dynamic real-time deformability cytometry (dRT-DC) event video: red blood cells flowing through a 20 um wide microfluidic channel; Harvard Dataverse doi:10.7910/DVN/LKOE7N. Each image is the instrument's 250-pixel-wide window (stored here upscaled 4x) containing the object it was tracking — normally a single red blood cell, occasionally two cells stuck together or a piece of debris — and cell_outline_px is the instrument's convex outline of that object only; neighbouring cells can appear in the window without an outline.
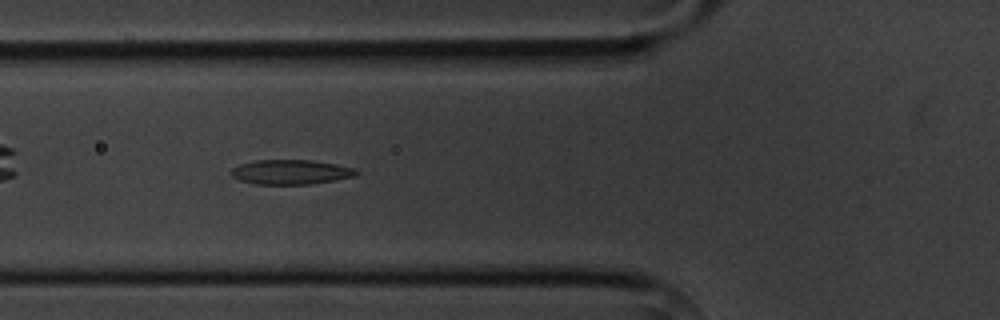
{"species": "common noctule bat (a hibernating species)", "species_latin": "Nyctalus noctula", "temperature_condition": "cold", "stored_images_in_passage": 8, "camera_frame_rate_fps": 3000, "um_per_image_px": 0.085, "animal": {"sex": "male", "body_mass_g": 20.1, "forearm_length_mm": 53.5}, "frame": {"image": 1, "passage_image": 4, "time_ms": 3.333, "image_size_px": [1000, 320], "cell_outline_px": [[360, 172], [356, 176], [336, 180], [312, 184], [256, 184], [240, 180], [232, 176], [228, 172], [232, 168], [240, 164], [256, 160], [312, 160], [336, 164], [356, 168]], "centroid_in_image_um": [24.74, 14.62], "position_along_channel_um": 101.1, "area_um2": 18.15}}
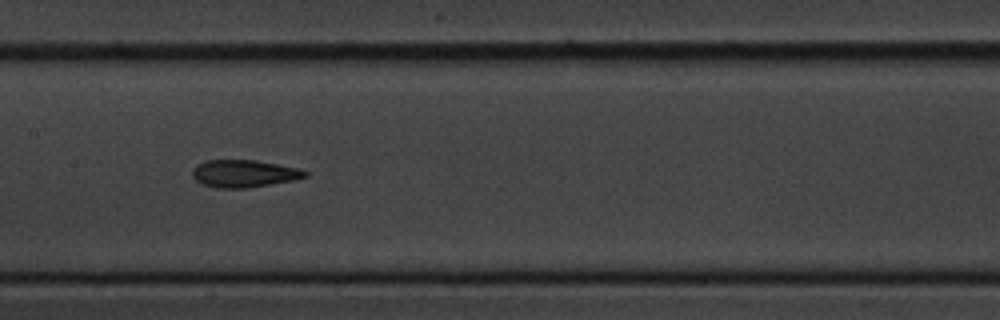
{"frame": {"image": 2, "passage_image": 6, "time_ms": 5.667, "image_size_px": [1000, 320], "cell_outline_px": [[308, 176], [296, 180], [248, 188], [216, 188], [200, 184], [192, 176], [192, 168], [196, 164], [204, 160], [256, 160], [296, 168], [308, 172]], "centroid_in_image_um": [20.69, 14.76], "position_along_channel_um": 186.7, "area_um2": 18.21}}
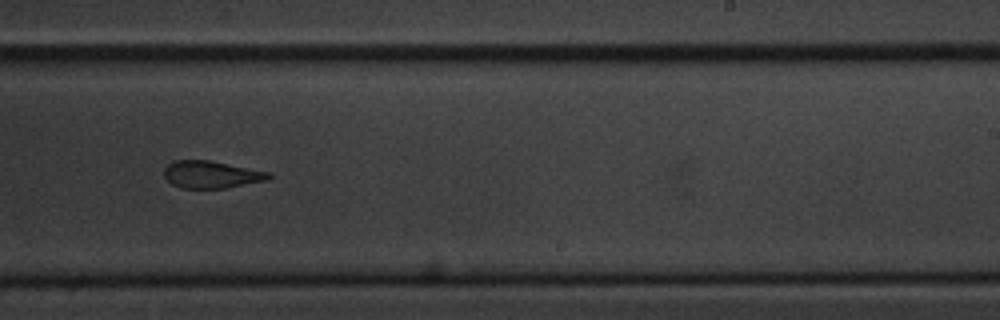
{"frame": {"image": 3, "passage_image": 8, "time_ms": 8.0, "image_size_px": [1000, 320], "cell_outline_px": [[272, 176], [268, 180], [224, 188], [180, 188], [172, 184], [164, 176], [164, 168], [172, 160], [208, 160], [272, 172]], "centroid_in_image_um": [17.97, 14.83], "position_along_channel_um": 271.0, "area_um2": 16.7}}